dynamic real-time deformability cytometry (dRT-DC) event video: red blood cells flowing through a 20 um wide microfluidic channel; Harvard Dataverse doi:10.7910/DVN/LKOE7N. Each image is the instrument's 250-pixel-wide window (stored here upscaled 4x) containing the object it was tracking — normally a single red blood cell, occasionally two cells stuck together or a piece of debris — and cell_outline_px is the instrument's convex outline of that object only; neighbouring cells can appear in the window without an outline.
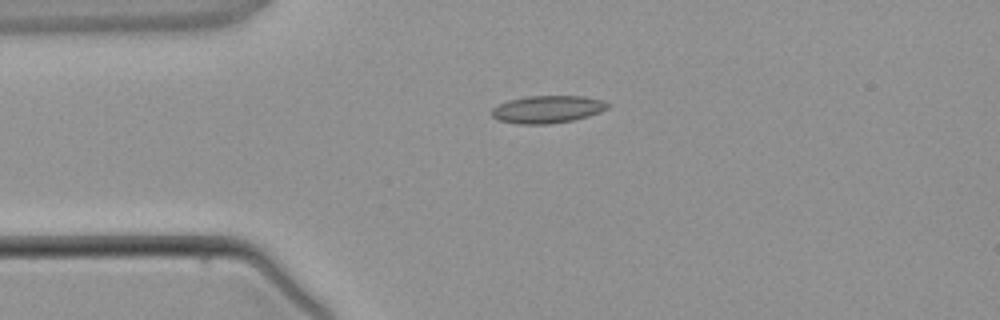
{"species": "common noctule bat (a hibernating species)", "species_latin": "Nyctalus noctula", "temperature_condition": "warm", "stored_images_in_passage": 1, "camera_frame_rate_fps": 3000, "um_per_image_px": 0.085, "animal": {"sex": "male", "body_mass_g": 21.5, "forearm_length_mm": 52.0}, "frame": {"image": 1, "passage_image": 1, "time_ms": 0.0, "image_size_px": [1000, 320], "cell_outline_px": [[608, 108], [600, 112], [588, 116], [572, 120], [548, 124], [516, 124], [496, 120], [492, 116], [492, 108], [508, 100], [528, 96], [584, 96], [600, 100], [608, 104]], "centroid_in_image_um": [46.49, 9.3], "position_along_channel_um": 38.5, "area_um2": 18.5}}